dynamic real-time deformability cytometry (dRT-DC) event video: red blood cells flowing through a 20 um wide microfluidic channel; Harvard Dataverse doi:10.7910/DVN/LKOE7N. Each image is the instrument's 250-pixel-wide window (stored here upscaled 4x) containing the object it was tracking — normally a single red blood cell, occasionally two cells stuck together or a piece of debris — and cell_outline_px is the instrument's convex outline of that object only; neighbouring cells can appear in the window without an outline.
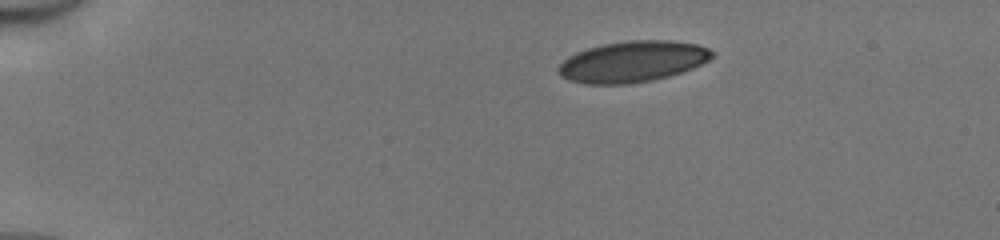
{"species": "human", "species_latin": "Homo sapiens", "temperature_condition": "cold", "stored_images_in_passage": 41, "camera_frame_rate_fps": 3000, "um_per_image_px": 0.085, "donor": {"sex": "male"}, "frame": {"image": 1, "passage_image": 1, "time_ms": 0.0, "image_size_px": [1000, 240], "cell_outline_px": [[716, 52], [708, 60], [692, 68], [668, 76], [652, 80], [628, 84], [584, 84], [568, 80], [560, 76], [556, 68], [568, 56], [576, 52], [588, 48], [604, 44], [628, 40], [672, 40], [696, 44], [708, 48]], "centroid_in_image_um": [53.74, 5.23], "position_along_channel_um": 31.3, "area_um2": 36.82}}
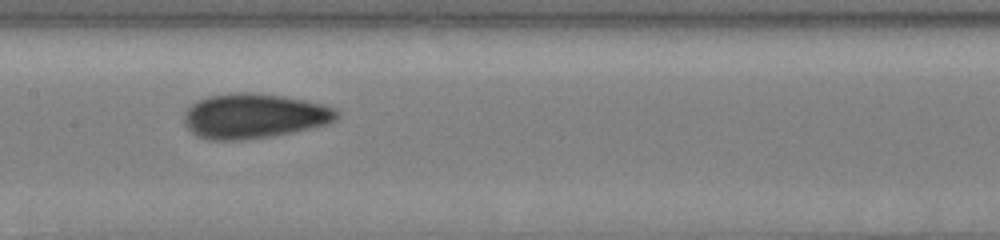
{"frame": {"image": 2, "passage_image": 18, "time_ms": 5.667, "image_size_px": [1000, 240], "cell_outline_px": [[340, 112], [336, 120], [328, 124], [276, 136], [244, 140], [208, 140], [196, 136], [184, 124], [184, 112], [196, 100], [208, 96], [236, 92], [248, 92], [284, 96], [324, 104], [336, 108]], "centroid_in_image_um": [21.6, 9.87], "position_along_channel_um": 185.8, "area_um2": 40.4}}
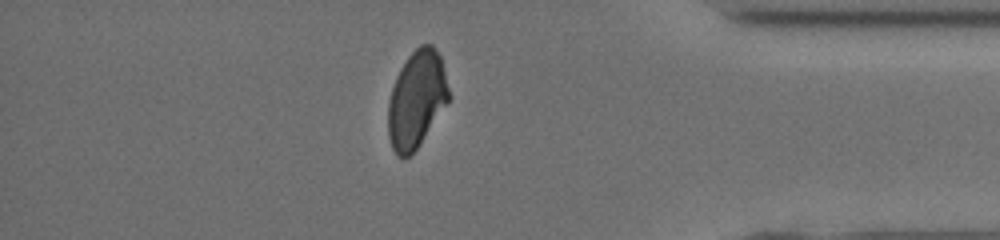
{"frame": {"image": 3, "passage_image": 35, "time_ms": 11.333, "image_size_px": [1000, 240], "cell_outline_px": [[452, 96], [416, 148], [404, 160], [396, 156], [392, 148], [388, 136], [388, 104], [392, 88], [396, 76], [400, 68], [408, 56], [420, 44], [432, 44], [440, 56]], "centroid_in_image_um": [35.4, 8.44], "position_along_channel_um": 399.8, "area_um2": 34.28}, "authors_computed_cell_mechanics": {"area_um2": 37.2232, "velocity_mm_per_s": 4.1697, "shape_relaxation_time_tau1_ms": null, "shape_relaxation_time_tau2_ms": 0.9146, "deformation_change_tau1": null, "deformation_change_tau2": 0.0602}}